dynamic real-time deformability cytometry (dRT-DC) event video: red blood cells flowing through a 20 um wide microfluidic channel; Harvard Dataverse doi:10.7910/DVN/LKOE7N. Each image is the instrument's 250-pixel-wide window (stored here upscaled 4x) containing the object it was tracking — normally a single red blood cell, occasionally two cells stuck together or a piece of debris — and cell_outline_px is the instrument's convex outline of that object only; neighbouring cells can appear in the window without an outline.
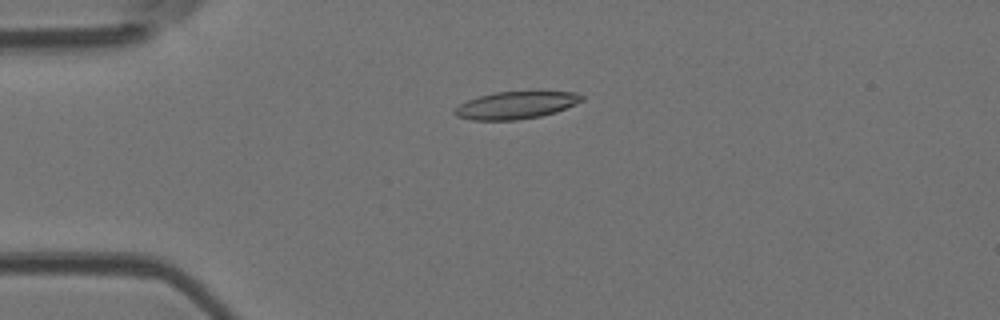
{"species": "Egyptian fruit bat (a non-hibernating species)", "species_latin": "Rousettus aegyptiacus", "temperature_condition": "room temperature", "stored_images_in_passage": 5, "camera_frame_rate_fps": 3000, "um_per_image_px": 0.085, "animal": {"sex": "female"}, "frame": {"image": 1, "passage_image": 4, "time_ms": 1.0, "image_size_px": [1000, 320], "cell_outline_px": [[584, 100], [576, 104], [556, 112], [540, 116], [516, 120], [472, 120], [456, 116], [452, 112], [460, 104], [468, 100], [480, 96], [496, 92], [536, 88], [540, 88], [576, 92], [584, 96]], "centroid_in_image_um": [43.96, 8.88], "position_along_channel_um": 41.0, "area_um2": 21.33}}